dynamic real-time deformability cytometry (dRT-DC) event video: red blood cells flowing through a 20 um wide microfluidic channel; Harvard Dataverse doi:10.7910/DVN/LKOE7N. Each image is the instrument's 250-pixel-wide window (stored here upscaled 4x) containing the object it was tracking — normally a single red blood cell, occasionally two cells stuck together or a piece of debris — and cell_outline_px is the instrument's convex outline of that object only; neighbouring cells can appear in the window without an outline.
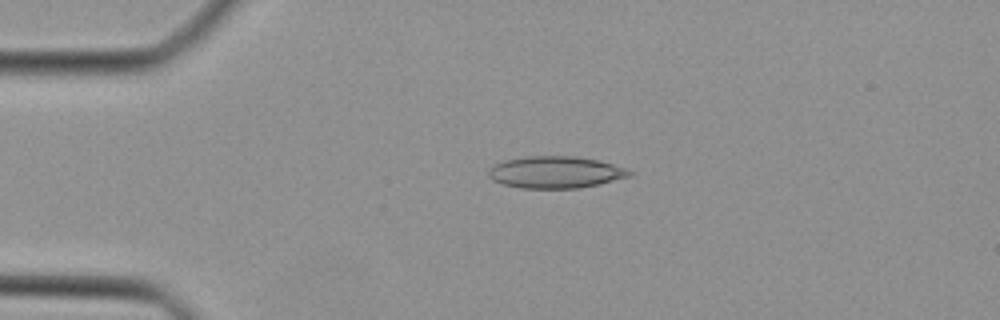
{"species": "Egyptian fruit bat (a non-hibernating species)", "species_latin": "Rousettus aegyptiacus", "temperature_condition": "cold", "stored_images_in_passage": 39, "camera_frame_rate_fps": 3000, "um_per_image_px": 0.085, "animal": {"sex": "female"}, "frame": {"image": 1, "passage_image": 4, "time_ms": 1.0, "image_size_px": [1000, 320], "cell_outline_px": [[636, 172], [632, 176], [600, 184], [580, 188], [520, 188], [504, 184], [492, 180], [488, 176], [488, 168], [504, 160], [524, 156], [576, 156], [596, 160], [612, 164]], "centroid_in_image_um": [47.23, 14.64], "position_along_channel_um": 37.8, "area_um2": 26.36}}
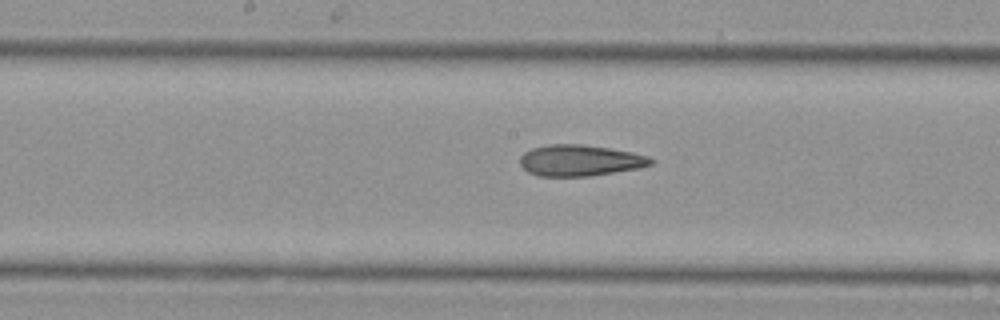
{"frame": {"image": 2, "passage_image": 17, "time_ms": 5.333, "image_size_px": [1000, 320], "cell_outline_px": [[656, 160], [652, 164], [640, 168], [588, 176], [540, 176], [528, 172], [520, 164], [520, 156], [524, 152], [532, 148], [548, 144], [580, 144], [608, 148], [632, 152], [648, 156]], "centroid_in_image_um": [49.3, 13.63], "position_along_channel_um": 198.9, "area_um2": 23.76}}
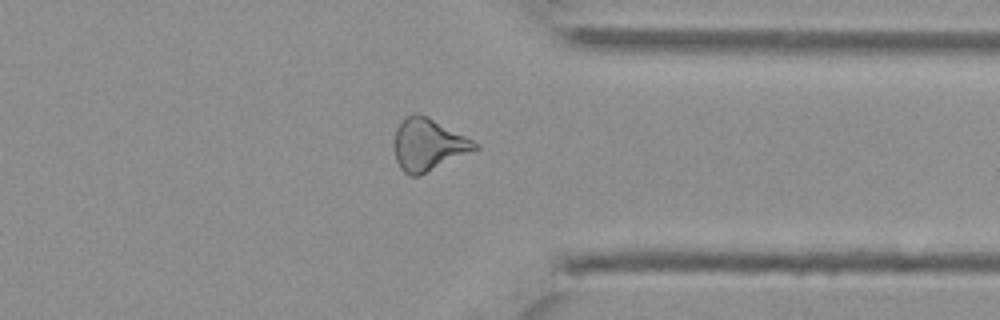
{"frame": {"image": 3, "passage_image": 29, "time_ms": 9.333, "image_size_px": [1000, 320], "cell_outline_px": [[480, 148], [420, 176], [408, 176], [400, 168], [396, 160], [396, 128], [408, 116], [428, 116], [480, 144]], "centroid_in_image_um": [36.45, 12.35], "position_along_channel_um": 375.0, "area_um2": 23.99}}